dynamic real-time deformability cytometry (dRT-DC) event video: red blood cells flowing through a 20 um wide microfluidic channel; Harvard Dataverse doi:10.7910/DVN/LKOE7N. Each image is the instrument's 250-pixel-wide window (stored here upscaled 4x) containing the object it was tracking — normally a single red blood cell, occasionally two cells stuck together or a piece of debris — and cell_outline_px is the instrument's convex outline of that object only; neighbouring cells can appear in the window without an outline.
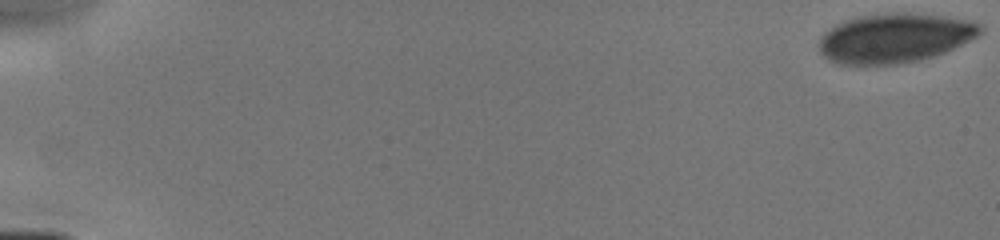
{"species": "human", "species_latin": "Homo sapiens", "temperature_condition": "cold", "stored_images_in_passage": 42, "camera_frame_rate_fps": 3000, "um_per_image_px": 0.085, "donor": {"sex": "male"}, "frame": {"image": 1, "passage_image": 1, "time_ms": 0.0, "image_size_px": [1000, 240], "cell_outline_px": [[984, 32], [944, 52], [932, 56], [900, 64], [836, 64], [828, 60], [820, 52], [820, 40], [824, 32], [836, 24], [844, 20], [860, 16], [904, 12], [940, 16], [972, 20], [980, 24], [984, 28]], "centroid_in_image_um": [76.04, 3.23], "position_along_channel_um": 9.0, "area_um2": 46.01}}
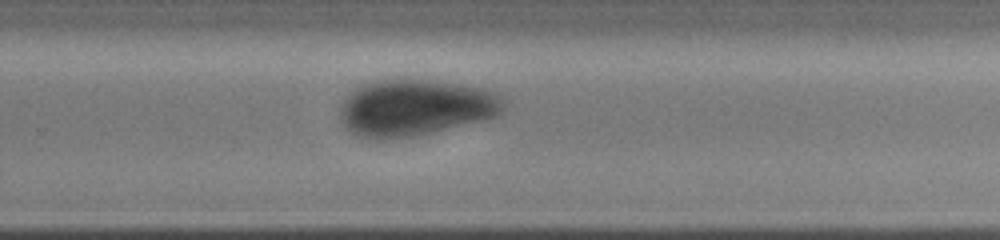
{"frame": {"image": 2, "passage_image": 29, "time_ms": 11.0, "image_size_px": [1000, 240], "cell_outline_px": [[504, 112], [496, 116], [416, 136], [384, 140], [376, 140], [352, 132], [340, 120], [340, 104], [348, 92], [364, 84], [376, 80], [432, 80], [480, 88], [492, 92], [500, 96], [504, 108]], "centroid_in_image_um": [35.24, 9.16], "position_along_channel_um": 294.6, "area_um2": 53.29}}
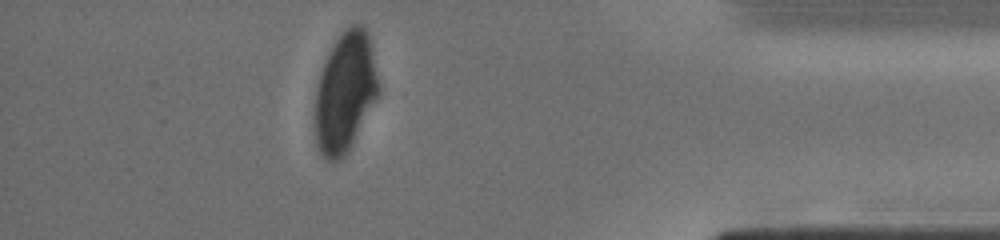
{"frame": {"image": 3, "passage_image": 38, "time_ms": 14.333, "image_size_px": [1000, 240], "cell_outline_px": [[380, 92], [344, 156], [340, 160], [324, 160], [316, 144], [312, 112], [316, 84], [320, 72], [328, 52], [332, 44], [344, 28], [352, 24], [360, 24], [368, 32], [380, 88]], "centroid_in_image_um": [29.28, 7.82], "position_along_channel_um": 405.9, "area_um2": 44.91}}